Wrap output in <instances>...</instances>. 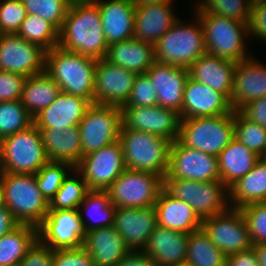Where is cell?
I'll use <instances>...</instances> for the list:
<instances>
[{"label": "cell", "instance_id": "1", "mask_svg": "<svg viewBox=\"0 0 266 266\" xmlns=\"http://www.w3.org/2000/svg\"><path fill=\"white\" fill-rule=\"evenodd\" d=\"M58 45L97 60L104 59L109 47L97 4L71 5L59 30Z\"/></svg>", "mask_w": 266, "mask_h": 266}, {"label": "cell", "instance_id": "2", "mask_svg": "<svg viewBox=\"0 0 266 266\" xmlns=\"http://www.w3.org/2000/svg\"><path fill=\"white\" fill-rule=\"evenodd\" d=\"M98 60L63 49L59 45L45 53V72L61 92L94 103L95 68Z\"/></svg>", "mask_w": 266, "mask_h": 266}, {"label": "cell", "instance_id": "3", "mask_svg": "<svg viewBox=\"0 0 266 266\" xmlns=\"http://www.w3.org/2000/svg\"><path fill=\"white\" fill-rule=\"evenodd\" d=\"M119 141L126 169L151 172L165 178L169 166L170 140L122 125Z\"/></svg>", "mask_w": 266, "mask_h": 266}, {"label": "cell", "instance_id": "4", "mask_svg": "<svg viewBox=\"0 0 266 266\" xmlns=\"http://www.w3.org/2000/svg\"><path fill=\"white\" fill-rule=\"evenodd\" d=\"M6 208L20 224L39 227L49 211V202L39 190L35 174L2 173Z\"/></svg>", "mask_w": 266, "mask_h": 266}, {"label": "cell", "instance_id": "5", "mask_svg": "<svg viewBox=\"0 0 266 266\" xmlns=\"http://www.w3.org/2000/svg\"><path fill=\"white\" fill-rule=\"evenodd\" d=\"M197 23L184 24L179 19L154 45L155 61L177 67L189 68L206 53L204 31L200 19Z\"/></svg>", "mask_w": 266, "mask_h": 266}, {"label": "cell", "instance_id": "6", "mask_svg": "<svg viewBox=\"0 0 266 266\" xmlns=\"http://www.w3.org/2000/svg\"><path fill=\"white\" fill-rule=\"evenodd\" d=\"M195 13L203 26L207 53L233 62L250 57L244 39L248 38V22H238L206 12Z\"/></svg>", "mask_w": 266, "mask_h": 266}, {"label": "cell", "instance_id": "7", "mask_svg": "<svg viewBox=\"0 0 266 266\" xmlns=\"http://www.w3.org/2000/svg\"><path fill=\"white\" fill-rule=\"evenodd\" d=\"M2 173L36 174L49 159L45 153L41 132L33 124L28 129L0 141Z\"/></svg>", "mask_w": 266, "mask_h": 266}, {"label": "cell", "instance_id": "8", "mask_svg": "<svg viewBox=\"0 0 266 266\" xmlns=\"http://www.w3.org/2000/svg\"><path fill=\"white\" fill-rule=\"evenodd\" d=\"M234 126V111L213 117L181 119L178 140L188 148L218 156L234 138Z\"/></svg>", "mask_w": 266, "mask_h": 266}, {"label": "cell", "instance_id": "9", "mask_svg": "<svg viewBox=\"0 0 266 266\" xmlns=\"http://www.w3.org/2000/svg\"><path fill=\"white\" fill-rule=\"evenodd\" d=\"M164 188L175 198L188 203L201 220L230 208L229 189L221 180L164 179Z\"/></svg>", "mask_w": 266, "mask_h": 266}, {"label": "cell", "instance_id": "10", "mask_svg": "<svg viewBox=\"0 0 266 266\" xmlns=\"http://www.w3.org/2000/svg\"><path fill=\"white\" fill-rule=\"evenodd\" d=\"M163 188L161 176L125 169L107 191L116 208H147L154 206Z\"/></svg>", "mask_w": 266, "mask_h": 266}, {"label": "cell", "instance_id": "11", "mask_svg": "<svg viewBox=\"0 0 266 266\" xmlns=\"http://www.w3.org/2000/svg\"><path fill=\"white\" fill-rule=\"evenodd\" d=\"M121 126V107L91 104L78 126L82 144V156L117 142Z\"/></svg>", "mask_w": 266, "mask_h": 266}, {"label": "cell", "instance_id": "12", "mask_svg": "<svg viewBox=\"0 0 266 266\" xmlns=\"http://www.w3.org/2000/svg\"><path fill=\"white\" fill-rule=\"evenodd\" d=\"M202 230L226 256L252 248L248 226L240 209L202 219Z\"/></svg>", "mask_w": 266, "mask_h": 266}, {"label": "cell", "instance_id": "13", "mask_svg": "<svg viewBox=\"0 0 266 266\" xmlns=\"http://www.w3.org/2000/svg\"><path fill=\"white\" fill-rule=\"evenodd\" d=\"M164 179L198 182L221 180L217 156L188 148L178 139L171 143L169 166Z\"/></svg>", "mask_w": 266, "mask_h": 266}, {"label": "cell", "instance_id": "14", "mask_svg": "<svg viewBox=\"0 0 266 266\" xmlns=\"http://www.w3.org/2000/svg\"><path fill=\"white\" fill-rule=\"evenodd\" d=\"M85 236L79 209L48 211L38 227V240L51 250L80 248Z\"/></svg>", "mask_w": 266, "mask_h": 266}, {"label": "cell", "instance_id": "15", "mask_svg": "<svg viewBox=\"0 0 266 266\" xmlns=\"http://www.w3.org/2000/svg\"><path fill=\"white\" fill-rule=\"evenodd\" d=\"M89 190H107L126 169L121 142L93 151L82 157L75 168Z\"/></svg>", "mask_w": 266, "mask_h": 266}, {"label": "cell", "instance_id": "16", "mask_svg": "<svg viewBox=\"0 0 266 266\" xmlns=\"http://www.w3.org/2000/svg\"><path fill=\"white\" fill-rule=\"evenodd\" d=\"M45 53L39 45L17 34L0 38V70L29 77L45 71Z\"/></svg>", "mask_w": 266, "mask_h": 266}, {"label": "cell", "instance_id": "17", "mask_svg": "<svg viewBox=\"0 0 266 266\" xmlns=\"http://www.w3.org/2000/svg\"><path fill=\"white\" fill-rule=\"evenodd\" d=\"M125 128L149 132L171 142L179 138L180 114L160 105L150 107H121Z\"/></svg>", "mask_w": 266, "mask_h": 266}, {"label": "cell", "instance_id": "18", "mask_svg": "<svg viewBox=\"0 0 266 266\" xmlns=\"http://www.w3.org/2000/svg\"><path fill=\"white\" fill-rule=\"evenodd\" d=\"M137 74L98 60L95 68L94 103L122 107L129 99Z\"/></svg>", "mask_w": 266, "mask_h": 266}, {"label": "cell", "instance_id": "19", "mask_svg": "<svg viewBox=\"0 0 266 266\" xmlns=\"http://www.w3.org/2000/svg\"><path fill=\"white\" fill-rule=\"evenodd\" d=\"M156 226L157 212L154 206L116 208L114 228L130 250L143 251Z\"/></svg>", "mask_w": 266, "mask_h": 266}, {"label": "cell", "instance_id": "20", "mask_svg": "<svg viewBox=\"0 0 266 266\" xmlns=\"http://www.w3.org/2000/svg\"><path fill=\"white\" fill-rule=\"evenodd\" d=\"M233 111L230 100L223 93L188 77L184 87L181 119L213 117Z\"/></svg>", "mask_w": 266, "mask_h": 266}, {"label": "cell", "instance_id": "21", "mask_svg": "<svg viewBox=\"0 0 266 266\" xmlns=\"http://www.w3.org/2000/svg\"><path fill=\"white\" fill-rule=\"evenodd\" d=\"M146 73L153 80L158 105L181 114L188 69L155 61Z\"/></svg>", "mask_w": 266, "mask_h": 266}, {"label": "cell", "instance_id": "22", "mask_svg": "<svg viewBox=\"0 0 266 266\" xmlns=\"http://www.w3.org/2000/svg\"><path fill=\"white\" fill-rule=\"evenodd\" d=\"M90 105L87 99L60 92L49 106L33 117V124L38 129L58 130L79 126Z\"/></svg>", "mask_w": 266, "mask_h": 266}, {"label": "cell", "instance_id": "23", "mask_svg": "<svg viewBox=\"0 0 266 266\" xmlns=\"http://www.w3.org/2000/svg\"><path fill=\"white\" fill-rule=\"evenodd\" d=\"M266 95V66L249 57L237 62L234 70L231 106L238 111L252 100Z\"/></svg>", "mask_w": 266, "mask_h": 266}, {"label": "cell", "instance_id": "24", "mask_svg": "<svg viewBox=\"0 0 266 266\" xmlns=\"http://www.w3.org/2000/svg\"><path fill=\"white\" fill-rule=\"evenodd\" d=\"M97 5L108 45L133 38L136 4L132 0H103Z\"/></svg>", "mask_w": 266, "mask_h": 266}, {"label": "cell", "instance_id": "25", "mask_svg": "<svg viewBox=\"0 0 266 266\" xmlns=\"http://www.w3.org/2000/svg\"><path fill=\"white\" fill-rule=\"evenodd\" d=\"M189 233L156 226L143 252L160 266L186 263Z\"/></svg>", "mask_w": 266, "mask_h": 266}, {"label": "cell", "instance_id": "26", "mask_svg": "<svg viewBox=\"0 0 266 266\" xmlns=\"http://www.w3.org/2000/svg\"><path fill=\"white\" fill-rule=\"evenodd\" d=\"M236 64L206 52L188 68L189 77L223 93L230 100Z\"/></svg>", "mask_w": 266, "mask_h": 266}, {"label": "cell", "instance_id": "27", "mask_svg": "<svg viewBox=\"0 0 266 266\" xmlns=\"http://www.w3.org/2000/svg\"><path fill=\"white\" fill-rule=\"evenodd\" d=\"M172 4L136 6L133 38L155 45L178 19L172 12Z\"/></svg>", "mask_w": 266, "mask_h": 266}, {"label": "cell", "instance_id": "28", "mask_svg": "<svg viewBox=\"0 0 266 266\" xmlns=\"http://www.w3.org/2000/svg\"><path fill=\"white\" fill-rule=\"evenodd\" d=\"M154 207L158 226L189 234L201 229L202 220L193 208L185 201L175 198L165 188L160 191Z\"/></svg>", "mask_w": 266, "mask_h": 266}, {"label": "cell", "instance_id": "29", "mask_svg": "<svg viewBox=\"0 0 266 266\" xmlns=\"http://www.w3.org/2000/svg\"><path fill=\"white\" fill-rule=\"evenodd\" d=\"M83 247L95 266H116L130 251L114 226L86 232Z\"/></svg>", "mask_w": 266, "mask_h": 266}, {"label": "cell", "instance_id": "30", "mask_svg": "<svg viewBox=\"0 0 266 266\" xmlns=\"http://www.w3.org/2000/svg\"><path fill=\"white\" fill-rule=\"evenodd\" d=\"M45 153L51 162L68 163L76 168L82 160V144L78 126L65 130L39 129Z\"/></svg>", "mask_w": 266, "mask_h": 266}, {"label": "cell", "instance_id": "31", "mask_svg": "<svg viewBox=\"0 0 266 266\" xmlns=\"http://www.w3.org/2000/svg\"><path fill=\"white\" fill-rule=\"evenodd\" d=\"M111 64L145 74L155 62L154 45L137 39L110 44L104 58Z\"/></svg>", "mask_w": 266, "mask_h": 266}, {"label": "cell", "instance_id": "32", "mask_svg": "<svg viewBox=\"0 0 266 266\" xmlns=\"http://www.w3.org/2000/svg\"><path fill=\"white\" fill-rule=\"evenodd\" d=\"M217 158L221 181L228 189L253 169L261 159L236 138L231 140Z\"/></svg>", "mask_w": 266, "mask_h": 266}, {"label": "cell", "instance_id": "33", "mask_svg": "<svg viewBox=\"0 0 266 266\" xmlns=\"http://www.w3.org/2000/svg\"><path fill=\"white\" fill-rule=\"evenodd\" d=\"M230 208L241 209L266 202V159L261 158L246 175L229 189Z\"/></svg>", "mask_w": 266, "mask_h": 266}, {"label": "cell", "instance_id": "34", "mask_svg": "<svg viewBox=\"0 0 266 266\" xmlns=\"http://www.w3.org/2000/svg\"><path fill=\"white\" fill-rule=\"evenodd\" d=\"M60 92L59 85L44 71L26 78L20 100L34 117L49 106Z\"/></svg>", "mask_w": 266, "mask_h": 266}, {"label": "cell", "instance_id": "35", "mask_svg": "<svg viewBox=\"0 0 266 266\" xmlns=\"http://www.w3.org/2000/svg\"><path fill=\"white\" fill-rule=\"evenodd\" d=\"M78 209L81 212H86L88 216L87 222L86 220H84L85 218L83 212H80V217L85 232L103 227L114 226V215L116 207L111 202L107 190H89L83 201L79 204Z\"/></svg>", "mask_w": 266, "mask_h": 266}, {"label": "cell", "instance_id": "36", "mask_svg": "<svg viewBox=\"0 0 266 266\" xmlns=\"http://www.w3.org/2000/svg\"><path fill=\"white\" fill-rule=\"evenodd\" d=\"M38 240V228L20 224L0 238V266L20 264L27 251Z\"/></svg>", "mask_w": 266, "mask_h": 266}, {"label": "cell", "instance_id": "37", "mask_svg": "<svg viewBox=\"0 0 266 266\" xmlns=\"http://www.w3.org/2000/svg\"><path fill=\"white\" fill-rule=\"evenodd\" d=\"M226 263L227 256L212 243L202 228L189 234L188 266H226Z\"/></svg>", "mask_w": 266, "mask_h": 266}, {"label": "cell", "instance_id": "38", "mask_svg": "<svg viewBox=\"0 0 266 266\" xmlns=\"http://www.w3.org/2000/svg\"><path fill=\"white\" fill-rule=\"evenodd\" d=\"M17 35L28 42L39 45L45 51L58 46L59 30L37 15L27 14Z\"/></svg>", "mask_w": 266, "mask_h": 266}, {"label": "cell", "instance_id": "39", "mask_svg": "<svg viewBox=\"0 0 266 266\" xmlns=\"http://www.w3.org/2000/svg\"><path fill=\"white\" fill-rule=\"evenodd\" d=\"M72 173H75L73 174L75 176L71 175ZM71 174H68L63 180L60 189L50 201L49 211L78 209L79 204L85 198L89 188L83 176L76 169H74Z\"/></svg>", "mask_w": 266, "mask_h": 266}, {"label": "cell", "instance_id": "40", "mask_svg": "<svg viewBox=\"0 0 266 266\" xmlns=\"http://www.w3.org/2000/svg\"><path fill=\"white\" fill-rule=\"evenodd\" d=\"M31 125H33V117L22 105L20 99L0 101V141L28 129Z\"/></svg>", "mask_w": 266, "mask_h": 266}, {"label": "cell", "instance_id": "41", "mask_svg": "<svg viewBox=\"0 0 266 266\" xmlns=\"http://www.w3.org/2000/svg\"><path fill=\"white\" fill-rule=\"evenodd\" d=\"M253 0H201L195 12L224 16L238 22H249Z\"/></svg>", "mask_w": 266, "mask_h": 266}, {"label": "cell", "instance_id": "42", "mask_svg": "<svg viewBox=\"0 0 266 266\" xmlns=\"http://www.w3.org/2000/svg\"><path fill=\"white\" fill-rule=\"evenodd\" d=\"M234 122V138L261 158H265L266 128L248 121L238 111H234Z\"/></svg>", "mask_w": 266, "mask_h": 266}, {"label": "cell", "instance_id": "43", "mask_svg": "<svg viewBox=\"0 0 266 266\" xmlns=\"http://www.w3.org/2000/svg\"><path fill=\"white\" fill-rule=\"evenodd\" d=\"M74 169L68 163L49 161L35 174L39 190L49 203L60 189L63 180Z\"/></svg>", "mask_w": 266, "mask_h": 266}, {"label": "cell", "instance_id": "44", "mask_svg": "<svg viewBox=\"0 0 266 266\" xmlns=\"http://www.w3.org/2000/svg\"><path fill=\"white\" fill-rule=\"evenodd\" d=\"M27 14L37 15L61 29L71 6L69 0H22Z\"/></svg>", "mask_w": 266, "mask_h": 266}, {"label": "cell", "instance_id": "45", "mask_svg": "<svg viewBox=\"0 0 266 266\" xmlns=\"http://www.w3.org/2000/svg\"><path fill=\"white\" fill-rule=\"evenodd\" d=\"M240 210L247 223L252 244L266 243V202L249 204Z\"/></svg>", "mask_w": 266, "mask_h": 266}, {"label": "cell", "instance_id": "46", "mask_svg": "<svg viewBox=\"0 0 266 266\" xmlns=\"http://www.w3.org/2000/svg\"><path fill=\"white\" fill-rule=\"evenodd\" d=\"M27 16L22 0L0 2V31L2 34H17Z\"/></svg>", "mask_w": 266, "mask_h": 266}, {"label": "cell", "instance_id": "47", "mask_svg": "<svg viewBox=\"0 0 266 266\" xmlns=\"http://www.w3.org/2000/svg\"><path fill=\"white\" fill-rule=\"evenodd\" d=\"M153 80L145 74H137L131 95L122 107H150L158 105L157 92Z\"/></svg>", "mask_w": 266, "mask_h": 266}, {"label": "cell", "instance_id": "48", "mask_svg": "<svg viewBox=\"0 0 266 266\" xmlns=\"http://www.w3.org/2000/svg\"><path fill=\"white\" fill-rule=\"evenodd\" d=\"M26 78L20 74L0 70V101L21 99Z\"/></svg>", "mask_w": 266, "mask_h": 266}, {"label": "cell", "instance_id": "49", "mask_svg": "<svg viewBox=\"0 0 266 266\" xmlns=\"http://www.w3.org/2000/svg\"><path fill=\"white\" fill-rule=\"evenodd\" d=\"M53 266H95L82 246L75 249L53 250Z\"/></svg>", "mask_w": 266, "mask_h": 266}, {"label": "cell", "instance_id": "50", "mask_svg": "<svg viewBox=\"0 0 266 266\" xmlns=\"http://www.w3.org/2000/svg\"><path fill=\"white\" fill-rule=\"evenodd\" d=\"M266 42V0H253L248 22V37Z\"/></svg>", "mask_w": 266, "mask_h": 266}, {"label": "cell", "instance_id": "51", "mask_svg": "<svg viewBox=\"0 0 266 266\" xmlns=\"http://www.w3.org/2000/svg\"><path fill=\"white\" fill-rule=\"evenodd\" d=\"M21 266H53V250L39 240L27 251Z\"/></svg>", "mask_w": 266, "mask_h": 266}, {"label": "cell", "instance_id": "52", "mask_svg": "<svg viewBox=\"0 0 266 266\" xmlns=\"http://www.w3.org/2000/svg\"><path fill=\"white\" fill-rule=\"evenodd\" d=\"M238 112L248 121L266 128V95L248 102Z\"/></svg>", "mask_w": 266, "mask_h": 266}, {"label": "cell", "instance_id": "53", "mask_svg": "<svg viewBox=\"0 0 266 266\" xmlns=\"http://www.w3.org/2000/svg\"><path fill=\"white\" fill-rule=\"evenodd\" d=\"M116 266H160L143 251L130 250Z\"/></svg>", "mask_w": 266, "mask_h": 266}, {"label": "cell", "instance_id": "54", "mask_svg": "<svg viewBox=\"0 0 266 266\" xmlns=\"http://www.w3.org/2000/svg\"><path fill=\"white\" fill-rule=\"evenodd\" d=\"M226 266H260L253 249L227 256Z\"/></svg>", "mask_w": 266, "mask_h": 266}, {"label": "cell", "instance_id": "55", "mask_svg": "<svg viewBox=\"0 0 266 266\" xmlns=\"http://www.w3.org/2000/svg\"><path fill=\"white\" fill-rule=\"evenodd\" d=\"M19 225L20 223L6 207L0 209V238L14 230Z\"/></svg>", "mask_w": 266, "mask_h": 266}, {"label": "cell", "instance_id": "56", "mask_svg": "<svg viewBox=\"0 0 266 266\" xmlns=\"http://www.w3.org/2000/svg\"><path fill=\"white\" fill-rule=\"evenodd\" d=\"M252 249L256 254L260 266H266V243L252 244Z\"/></svg>", "mask_w": 266, "mask_h": 266}, {"label": "cell", "instance_id": "57", "mask_svg": "<svg viewBox=\"0 0 266 266\" xmlns=\"http://www.w3.org/2000/svg\"><path fill=\"white\" fill-rule=\"evenodd\" d=\"M136 6L158 4V3H173L172 0H132Z\"/></svg>", "mask_w": 266, "mask_h": 266}, {"label": "cell", "instance_id": "58", "mask_svg": "<svg viewBox=\"0 0 266 266\" xmlns=\"http://www.w3.org/2000/svg\"><path fill=\"white\" fill-rule=\"evenodd\" d=\"M71 5L75 4H98L101 0H69Z\"/></svg>", "mask_w": 266, "mask_h": 266}, {"label": "cell", "instance_id": "59", "mask_svg": "<svg viewBox=\"0 0 266 266\" xmlns=\"http://www.w3.org/2000/svg\"><path fill=\"white\" fill-rule=\"evenodd\" d=\"M6 207L5 205V198H4V193L2 190V182L0 178V209H4Z\"/></svg>", "mask_w": 266, "mask_h": 266}, {"label": "cell", "instance_id": "60", "mask_svg": "<svg viewBox=\"0 0 266 266\" xmlns=\"http://www.w3.org/2000/svg\"><path fill=\"white\" fill-rule=\"evenodd\" d=\"M168 266H188L186 263H182V264H174V265H168Z\"/></svg>", "mask_w": 266, "mask_h": 266}, {"label": "cell", "instance_id": "61", "mask_svg": "<svg viewBox=\"0 0 266 266\" xmlns=\"http://www.w3.org/2000/svg\"><path fill=\"white\" fill-rule=\"evenodd\" d=\"M1 175H2V169H1V161H0V178H1Z\"/></svg>", "mask_w": 266, "mask_h": 266}, {"label": "cell", "instance_id": "62", "mask_svg": "<svg viewBox=\"0 0 266 266\" xmlns=\"http://www.w3.org/2000/svg\"><path fill=\"white\" fill-rule=\"evenodd\" d=\"M9 266H21L20 264H14V265H9Z\"/></svg>", "mask_w": 266, "mask_h": 266}]
</instances>
